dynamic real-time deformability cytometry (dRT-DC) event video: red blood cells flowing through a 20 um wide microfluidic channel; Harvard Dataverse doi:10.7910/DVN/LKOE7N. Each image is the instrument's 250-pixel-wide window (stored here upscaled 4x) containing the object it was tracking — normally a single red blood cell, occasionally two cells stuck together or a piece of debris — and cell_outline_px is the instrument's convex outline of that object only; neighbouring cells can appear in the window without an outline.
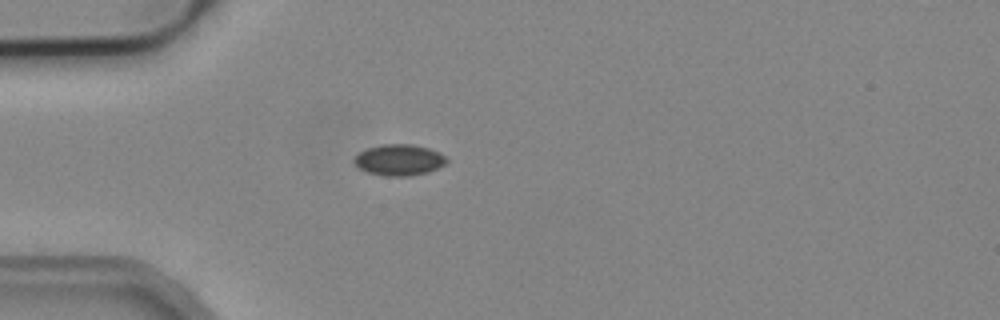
{"species": "common noctule bat (a hibernating species)", "species_latin": "Nyctalus noctula", "temperature_condition": "cold", "stored_images_in_passage": 3, "camera_frame_rate_fps": 3000, "um_per_image_px": 0.085, "animal": {"sex": "male", "body_mass_g": 19.2, "forearm_length_mm": 51.8}, "frame": {"image": 1, "passage_image": 3, "time_ms": 2.0, "image_size_px": [1000, 320], "cell_outline_px": [[448, 160], [444, 164], [428, 172], [408, 176], [384, 176], [368, 172], [360, 168], [352, 160], [360, 152], [368, 148], [384, 144], [412, 144], [428, 148], [440, 152]], "centroid_in_image_um": [33.93, 13.59], "position_along_channel_um": 51.1, "area_um2": 16.59}}